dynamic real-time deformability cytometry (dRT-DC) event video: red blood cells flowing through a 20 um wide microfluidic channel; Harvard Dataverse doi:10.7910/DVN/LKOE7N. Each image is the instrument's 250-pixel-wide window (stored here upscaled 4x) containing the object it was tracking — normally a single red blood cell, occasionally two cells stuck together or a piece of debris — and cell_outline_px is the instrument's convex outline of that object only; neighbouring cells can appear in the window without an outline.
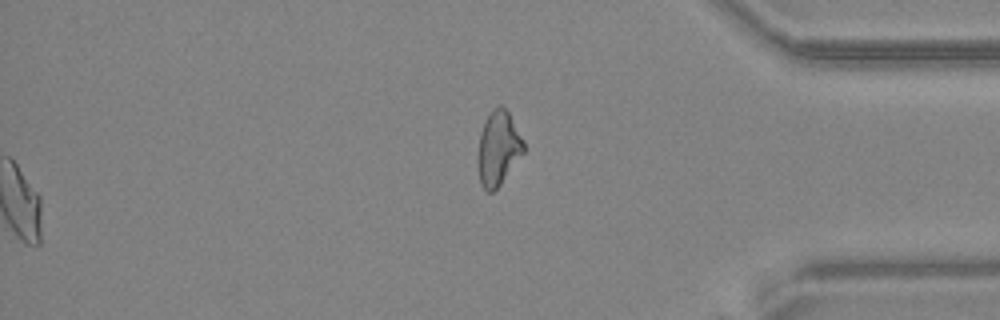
{"species": "common noctule bat (a hibernating species)", "species_latin": "Nyctalus noctula", "temperature_condition": "warm", "stored_images_in_passage": 33, "segment_of_instrument_passage": [2, 2], "camera_frame_rate_fps": 3000, "um_per_image_px": 0.085, "animal": {"sex": "female", "body_mass_g": 24.6, "forearm_length_mm": 56.2}, "frame": {"image": 1, "passage_image": 33, "time_ms": 10.667, "image_size_px": [1000, 320], "cell_outline_px": [[524, 152], [500, 184], [492, 192], [488, 192], [480, 184], [476, 164], [480, 132], [492, 108], [500, 104], [508, 112], [524, 140]], "centroid_in_image_um": [42.33, 12.61], "position_along_channel_um": 392.9, "area_um2": 19.83}}